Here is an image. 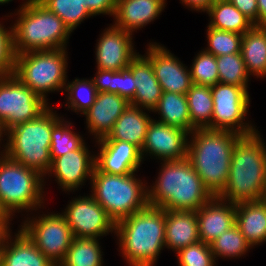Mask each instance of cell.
<instances>
[{
  "label": "cell",
  "mask_w": 266,
  "mask_h": 266,
  "mask_svg": "<svg viewBox=\"0 0 266 266\" xmlns=\"http://www.w3.org/2000/svg\"><path fill=\"white\" fill-rule=\"evenodd\" d=\"M45 178L37 171L0 156V204L14 219L15 213L44 209ZM44 195V196H43ZM14 216V217H13Z\"/></svg>",
  "instance_id": "ba28073f"
},
{
  "label": "cell",
  "mask_w": 266,
  "mask_h": 266,
  "mask_svg": "<svg viewBox=\"0 0 266 266\" xmlns=\"http://www.w3.org/2000/svg\"><path fill=\"white\" fill-rule=\"evenodd\" d=\"M240 137L234 132L207 128L189 134L187 159L213 196L226 187L232 153Z\"/></svg>",
  "instance_id": "277c9868"
},
{
  "label": "cell",
  "mask_w": 266,
  "mask_h": 266,
  "mask_svg": "<svg viewBox=\"0 0 266 266\" xmlns=\"http://www.w3.org/2000/svg\"><path fill=\"white\" fill-rule=\"evenodd\" d=\"M207 47L204 50L215 57L240 53L242 34L207 26Z\"/></svg>",
  "instance_id": "74e56055"
},
{
  "label": "cell",
  "mask_w": 266,
  "mask_h": 266,
  "mask_svg": "<svg viewBox=\"0 0 266 266\" xmlns=\"http://www.w3.org/2000/svg\"><path fill=\"white\" fill-rule=\"evenodd\" d=\"M261 200L266 203V181H265V187H264Z\"/></svg>",
  "instance_id": "681fc988"
},
{
  "label": "cell",
  "mask_w": 266,
  "mask_h": 266,
  "mask_svg": "<svg viewBox=\"0 0 266 266\" xmlns=\"http://www.w3.org/2000/svg\"><path fill=\"white\" fill-rule=\"evenodd\" d=\"M199 241L195 211L165 210V248L177 253Z\"/></svg>",
  "instance_id": "cb8c5ba5"
},
{
  "label": "cell",
  "mask_w": 266,
  "mask_h": 266,
  "mask_svg": "<svg viewBox=\"0 0 266 266\" xmlns=\"http://www.w3.org/2000/svg\"><path fill=\"white\" fill-rule=\"evenodd\" d=\"M206 13L208 17H210L208 26L218 30H225L243 35L254 26V24L229 1L214 2Z\"/></svg>",
  "instance_id": "f1b7e54d"
},
{
  "label": "cell",
  "mask_w": 266,
  "mask_h": 266,
  "mask_svg": "<svg viewBox=\"0 0 266 266\" xmlns=\"http://www.w3.org/2000/svg\"><path fill=\"white\" fill-rule=\"evenodd\" d=\"M180 2L191 11L207 12L215 0H180Z\"/></svg>",
  "instance_id": "ee69618b"
},
{
  "label": "cell",
  "mask_w": 266,
  "mask_h": 266,
  "mask_svg": "<svg viewBox=\"0 0 266 266\" xmlns=\"http://www.w3.org/2000/svg\"><path fill=\"white\" fill-rule=\"evenodd\" d=\"M211 251L215 260L229 258H240L244 256L252 246L244 238V235L235 224L229 230L225 231L218 238L210 243Z\"/></svg>",
  "instance_id": "d6a6232c"
},
{
  "label": "cell",
  "mask_w": 266,
  "mask_h": 266,
  "mask_svg": "<svg viewBox=\"0 0 266 266\" xmlns=\"http://www.w3.org/2000/svg\"><path fill=\"white\" fill-rule=\"evenodd\" d=\"M49 106L36 119L7 131L5 155L40 173L44 178L52 164L50 157L52 128L63 118Z\"/></svg>",
  "instance_id": "8992f818"
},
{
  "label": "cell",
  "mask_w": 266,
  "mask_h": 266,
  "mask_svg": "<svg viewBox=\"0 0 266 266\" xmlns=\"http://www.w3.org/2000/svg\"><path fill=\"white\" fill-rule=\"evenodd\" d=\"M189 133L178 127H173L152 118L144 144L141 148L143 161L151 156L161 161L182 160L187 158Z\"/></svg>",
  "instance_id": "5bb4252c"
},
{
  "label": "cell",
  "mask_w": 266,
  "mask_h": 266,
  "mask_svg": "<svg viewBox=\"0 0 266 266\" xmlns=\"http://www.w3.org/2000/svg\"><path fill=\"white\" fill-rule=\"evenodd\" d=\"M61 214L74 237L101 239L109 233L115 234V222L90 194L70 200Z\"/></svg>",
  "instance_id": "4fadbf2b"
},
{
  "label": "cell",
  "mask_w": 266,
  "mask_h": 266,
  "mask_svg": "<svg viewBox=\"0 0 266 266\" xmlns=\"http://www.w3.org/2000/svg\"><path fill=\"white\" fill-rule=\"evenodd\" d=\"M73 124L62 118L53 128L51 134L50 157L51 159L77 150L84 142L80 132L72 130Z\"/></svg>",
  "instance_id": "8d00e7d4"
},
{
  "label": "cell",
  "mask_w": 266,
  "mask_h": 266,
  "mask_svg": "<svg viewBox=\"0 0 266 266\" xmlns=\"http://www.w3.org/2000/svg\"><path fill=\"white\" fill-rule=\"evenodd\" d=\"M144 56L151 62L162 92L186 95L193 84L191 72L178 57L157 42L148 44Z\"/></svg>",
  "instance_id": "9a60e30c"
},
{
  "label": "cell",
  "mask_w": 266,
  "mask_h": 266,
  "mask_svg": "<svg viewBox=\"0 0 266 266\" xmlns=\"http://www.w3.org/2000/svg\"><path fill=\"white\" fill-rule=\"evenodd\" d=\"M49 11L59 16L73 32L85 19L93 17L83 0H38Z\"/></svg>",
  "instance_id": "e575fe53"
},
{
  "label": "cell",
  "mask_w": 266,
  "mask_h": 266,
  "mask_svg": "<svg viewBox=\"0 0 266 266\" xmlns=\"http://www.w3.org/2000/svg\"><path fill=\"white\" fill-rule=\"evenodd\" d=\"M19 7L12 25L15 55L28 51L67 49L72 32L59 16L38 0H24Z\"/></svg>",
  "instance_id": "5b68a950"
},
{
  "label": "cell",
  "mask_w": 266,
  "mask_h": 266,
  "mask_svg": "<svg viewBox=\"0 0 266 266\" xmlns=\"http://www.w3.org/2000/svg\"><path fill=\"white\" fill-rule=\"evenodd\" d=\"M0 22V76L14 73L15 53L13 48V30Z\"/></svg>",
  "instance_id": "60d3db41"
},
{
  "label": "cell",
  "mask_w": 266,
  "mask_h": 266,
  "mask_svg": "<svg viewBox=\"0 0 266 266\" xmlns=\"http://www.w3.org/2000/svg\"><path fill=\"white\" fill-rule=\"evenodd\" d=\"M14 234L12 235L10 229L3 238L0 247V266H56L20 227Z\"/></svg>",
  "instance_id": "44dd1931"
},
{
  "label": "cell",
  "mask_w": 266,
  "mask_h": 266,
  "mask_svg": "<svg viewBox=\"0 0 266 266\" xmlns=\"http://www.w3.org/2000/svg\"><path fill=\"white\" fill-rule=\"evenodd\" d=\"M97 238L74 237L64 260L58 266H103V255Z\"/></svg>",
  "instance_id": "1f68e13d"
},
{
  "label": "cell",
  "mask_w": 266,
  "mask_h": 266,
  "mask_svg": "<svg viewBox=\"0 0 266 266\" xmlns=\"http://www.w3.org/2000/svg\"><path fill=\"white\" fill-rule=\"evenodd\" d=\"M236 222L244 238L252 246L266 242V203L262 200L235 205Z\"/></svg>",
  "instance_id": "484cf974"
},
{
  "label": "cell",
  "mask_w": 266,
  "mask_h": 266,
  "mask_svg": "<svg viewBox=\"0 0 266 266\" xmlns=\"http://www.w3.org/2000/svg\"><path fill=\"white\" fill-rule=\"evenodd\" d=\"M0 219H12L0 204Z\"/></svg>",
  "instance_id": "c3c4849f"
},
{
  "label": "cell",
  "mask_w": 266,
  "mask_h": 266,
  "mask_svg": "<svg viewBox=\"0 0 266 266\" xmlns=\"http://www.w3.org/2000/svg\"><path fill=\"white\" fill-rule=\"evenodd\" d=\"M240 53L249 76L266 78V26L254 25L243 34Z\"/></svg>",
  "instance_id": "4316f807"
},
{
  "label": "cell",
  "mask_w": 266,
  "mask_h": 266,
  "mask_svg": "<svg viewBox=\"0 0 266 266\" xmlns=\"http://www.w3.org/2000/svg\"><path fill=\"white\" fill-rule=\"evenodd\" d=\"M152 112L160 115V119L157 121L191 133V119L186 95L162 92L158 104Z\"/></svg>",
  "instance_id": "83f0119b"
},
{
  "label": "cell",
  "mask_w": 266,
  "mask_h": 266,
  "mask_svg": "<svg viewBox=\"0 0 266 266\" xmlns=\"http://www.w3.org/2000/svg\"><path fill=\"white\" fill-rule=\"evenodd\" d=\"M179 266H217L210 244L199 241L177 253Z\"/></svg>",
  "instance_id": "ab89813d"
},
{
  "label": "cell",
  "mask_w": 266,
  "mask_h": 266,
  "mask_svg": "<svg viewBox=\"0 0 266 266\" xmlns=\"http://www.w3.org/2000/svg\"><path fill=\"white\" fill-rule=\"evenodd\" d=\"M3 137H7V131L6 129L4 128V124L0 121V145L2 144V140L4 142V140H7V138H4ZM4 147V148H2ZM2 147L0 146V148H2V150L0 151V156L1 155H4L5 154V151H6V143L5 145L3 144Z\"/></svg>",
  "instance_id": "7dc6e473"
},
{
  "label": "cell",
  "mask_w": 266,
  "mask_h": 266,
  "mask_svg": "<svg viewBox=\"0 0 266 266\" xmlns=\"http://www.w3.org/2000/svg\"><path fill=\"white\" fill-rule=\"evenodd\" d=\"M135 173L115 175L100 172L96 167L93 170L89 194L115 224L149 205L148 183L136 178L138 175Z\"/></svg>",
  "instance_id": "52a82bcc"
},
{
  "label": "cell",
  "mask_w": 266,
  "mask_h": 266,
  "mask_svg": "<svg viewBox=\"0 0 266 266\" xmlns=\"http://www.w3.org/2000/svg\"><path fill=\"white\" fill-rule=\"evenodd\" d=\"M191 133L195 129H210L213 114V98L211 86L192 84L186 93Z\"/></svg>",
  "instance_id": "f546056e"
},
{
  "label": "cell",
  "mask_w": 266,
  "mask_h": 266,
  "mask_svg": "<svg viewBox=\"0 0 266 266\" xmlns=\"http://www.w3.org/2000/svg\"><path fill=\"white\" fill-rule=\"evenodd\" d=\"M99 147L95 154V167L100 172L127 175L138 172L143 162L140 149L120 140L95 141Z\"/></svg>",
  "instance_id": "ac0fdd59"
},
{
  "label": "cell",
  "mask_w": 266,
  "mask_h": 266,
  "mask_svg": "<svg viewBox=\"0 0 266 266\" xmlns=\"http://www.w3.org/2000/svg\"><path fill=\"white\" fill-rule=\"evenodd\" d=\"M84 142L77 150L53 158L48 177L55 178L59 188L65 193L79 190L87 180H91L95 168V154ZM87 179V180H86Z\"/></svg>",
  "instance_id": "2e32d148"
},
{
  "label": "cell",
  "mask_w": 266,
  "mask_h": 266,
  "mask_svg": "<svg viewBox=\"0 0 266 266\" xmlns=\"http://www.w3.org/2000/svg\"><path fill=\"white\" fill-rule=\"evenodd\" d=\"M200 241L210 244L236 222L235 205L213 196L196 211Z\"/></svg>",
  "instance_id": "ffe728a7"
},
{
  "label": "cell",
  "mask_w": 266,
  "mask_h": 266,
  "mask_svg": "<svg viewBox=\"0 0 266 266\" xmlns=\"http://www.w3.org/2000/svg\"><path fill=\"white\" fill-rule=\"evenodd\" d=\"M129 266H155L165 248V210L148 205L115 224V235Z\"/></svg>",
  "instance_id": "7a4b0ae2"
},
{
  "label": "cell",
  "mask_w": 266,
  "mask_h": 266,
  "mask_svg": "<svg viewBox=\"0 0 266 266\" xmlns=\"http://www.w3.org/2000/svg\"><path fill=\"white\" fill-rule=\"evenodd\" d=\"M133 34L112 24L101 32L96 43V69L121 71L127 69L139 54L134 49Z\"/></svg>",
  "instance_id": "e0dca14e"
},
{
  "label": "cell",
  "mask_w": 266,
  "mask_h": 266,
  "mask_svg": "<svg viewBox=\"0 0 266 266\" xmlns=\"http://www.w3.org/2000/svg\"><path fill=\"white\" fill-rule=\"evenodd\" d=\"M92 16L110 15L114 17L117 0H83Z\"/></svg>",
  "instance_id": "b9f144b4"
},
{
  "label": "cell",
  "mask_w": 266,
  "mask_h": 266,
  "mask_svg": "<svg viewBox=\"0 0 266 266\" xmlns=\"http://www.w3.org/2000/svg\"><path fill=\"white\" fill-rule=\"evenodd\" d=\"M11 1H13V0H0V5H4V4H8L9 2H11Z\"/></svg>",
  "instance_id": "f907efd6"
},
{
  "label": "cell",
  "mask_w": 266,
  "mask_h": 266,
  "mask_svg": "<svg viewBox=\"0 0 266 266\" xmlns=\"http://www.w3.org/2000/svg\"><path fill=\"white\" fill-rule=\"evenodd\" d=\"M19 226L36 247L56 266L65 258L74 235L65 217L58 213H43L24 217Z\"/></svg>",
  "instance_id": "8fae6325"
},
{
  "label": "cell",
  "mask_w": 266,
  "mask_h": 266,
  "mask_svg": "<svg viewBox=\"0 0 266 266\" xmlns=\"http://www.w3.org/2000/svg\"><path fill=\"white\" fill-rule=\"evenodd\" d=\"M91 80L97 93H115L126 98L129 102L135 96L137 88L135 77L129 68L121 71L97 69Z\"/></svg>",
  "instance_id": "4dcf8cb0"
},
{
  "label": "cell",
  "mask_w": 266,
  "mask_h": 266,
  "mask_svg": "<svg viewBox=\"0 0 266 266\" xmlns=\"http://www.w3.org/2000/svg\"><path fill=\"white\" fill-rule=\"evenodd\" d=\"M216 63L219 83L248 87L251 76L248 75L241 53L217 56Z\"/></svg>",
  "instance_id": "d590c367"
},
{
  "label": "cell",
  "mask_w": 266,
  "mask_h": 266,
  "mask_svg": "<svg viewBox=\"0 0 266 266\" xmlns=\"http://www.w3.org/2000/svg\"><path fill=\"white\" fill-rule=\"evenodd\" d=\"M151 120L146 109L129 105L116 120L108 136L100 140L126 141L141 150Z\"/></svg>",
  "instance_id": "d4e9b609"
},
{
  "label": "cell",
  "mask_w": 266,
  "mask_h": 266,
  "mask_svg": "<svg viewBox=\"0 0 266 266\" xmlns=\"http://www.w3.org/2000/svg\"><path fill=\"white\" fill-rule=\"evenodd\" d=\"M160 164L157 179L147 186L150 206L196 212L213 197L187 158Z\"/></svg>",
  "instance_id": "6da1fadb"
},
{
  "label": "cell",
  "mask_w": 266,
  "mask_h": 266,
  "mask_svg": "<svg viewBox=\"0 0 266 266\" xmlns=\"http://www.w3.org/2000/svg\"><path fill=\"white\" fill-rule=\"evenodd\" d=\"M49 105L14 74L0 76V121L6 131L36 119Z\"/></svg>",
  "instance_id": "7c38bea8"
},
{
  "label": "cell",
  "mask_w": 266,
  "mask_h": 266,
  "mask_svg": "<svg viewBox=\"0 0 266 266\" xmlns=\"http://www.w3.org/2000/svg\"><path fill=\"white\" fill-rule=\"evenodd\" d=\"M248 88L223 83L211 86L213 98L211 130L230 131L241 136L258 130L255 124L253 126L251 121L246 120L251 102Z\"/></svg>",
  "instance_id": "30bf717a"
},
{
  "label": "cell",
  "mask_w": 266,
  "mask_h": 266,
  "mask_svg": "<svg viewBox=\"0 0 266 266\" xmlns=\"http://www.w3.org/2000/svg\"><path fill=\"white\" fill-rule=\"evenodd\" d=\"M67 49L28 51L15 55L14 75L46 103L47 93L62 92L67 83Z\"/></svg>",
  "instance_id": "9c48e42d"
},
{
  "label": "cell",
  "mask_w": 266,
  "mask_h": 266,
  "mask_svg": "<svg viewBox=\"0 0 266 266\" xmlns=\"http://www.w3.org/2000/svg\"><path fill=\"white\" fill-rule=\"evenodd\" d=\"M64 93L66 95L67 110L83 115L95 102L97 90L91 79L75 78L72 82L66 83ZM67 92V93H66Z\"/></svg>",
  "instance_id": "836d02e7"
},
{
  "label": "cell",
  "mask_w": 266,
  "mask_h": 266,
  "mask_svg": "<svg viewBox=\"0 0 266 266\" xmlns=\"http://www.w3.org/2000/svg\"><path fill=\"white\" fill-rule=\"evenodd\" d=\"M130 102L115 93H97L95 102L83 114L89 134L96 141L108 136L116 120L122 115Z\"/></svg>",
  "instance_id": "d6986e66"
},
{
  "label": "cell",
  "mask_w": 266,
  "mask_h": 266,
  "mask_svg": "<svg viewBox=\"0 0 266 266\" xmlns=\"http://www.w3.org/2000/svg\"><path fill=\"white\" fill-rule=\"evenodd\" d=\"M166 5V0H117L113 24L133 34L158 19Z\"/></svg>",
  "instance_id": "7402d4cb"
},
{
  "label": "cell",
  "mask_w": 266,
  "mask_h": 266,
  "mask_svg": "<svg viewBox=\"0 0 266 266\" xmlns=\"http://www.w3.org/2000/svg\"><path fill=\"white\" fill-rule=\"evenodd\" d=\"M241 11L254 25L258 26L257 0H228Z\"/></svg>",
  "instance_id": "7bdbcfd3"
},
{
  "label": "cell",
  "mask_w": 266,
  "mask_h": 266,
  "mask_svg": "<svg viewBox=\"0 0 266 266\" xmlns=\"http://www.w3.org/2000/svg\"><path fill=\"white\" fill-rule=\"evenodd\" d=\"M258 26H266V0H257Z\"/></svg>",
  "instance_id": "f6af8a7d"
},
{
  "label": "cell",
  "mask_w": 266,
  "mask_h": 266,
  "mask_svg": "<svg viewBox=\"0 0 266 266\" xmlns=\"http://www.w3.org/2000/svg\"><path fill=\"white\" fill-rule=\"evenodd\" d=\"M10 221H13V219H0V247L4 236L12 227Z\"/></svg>",
  "instance_id": "bcb514c9"
},
{
  "label": "cell",
  "mask_w": 266,
  "mask_h": 266,
  "mask_svg": "<svg viewBox=\"0 0 266 266\" xmlns=\"http://www.w3.org/2000/svg\"><path fill=\"white\" fill-rule=\"evenodd\" d=\"M261 136L257 130L237 140L221 199L234 205L261 200L266 181V143Z\"/></svg>",
  "instance_id": "3957f363"
},
{
  "label": "cell",
  "mask_w": 266,
  "mask_h": 266,
  "mask_svg": "<svg viewBox=\"0 0 266 266\" xmlns=\"http://www.w3.org/2000/svg\"><path fill=\"white\" fill-rule=\"evenodd\" d=\"M189 69L194 84L213 86L219 83L216 57L204 49L196 54Z\"/></svg>",
  "instance_id": "f35d334b"
},
{
  "label": "cell",
  "mask_w": 266,
  "mask_h": 266,
  "mask_svg": "<svg viewBox=\"0 0 266 266\" xmlns=\"http://www.w3.org/2000/svg\"><path fill=\"white\" fill-rule=\"evenodd\" d=\"M128 68L135 77L137 87L130 105L152 112L162 95V89L155 77L151 62L144 55L138 54Z\"/></svg>",
  "instance_id": "603a6c76"
}]
</instances>
